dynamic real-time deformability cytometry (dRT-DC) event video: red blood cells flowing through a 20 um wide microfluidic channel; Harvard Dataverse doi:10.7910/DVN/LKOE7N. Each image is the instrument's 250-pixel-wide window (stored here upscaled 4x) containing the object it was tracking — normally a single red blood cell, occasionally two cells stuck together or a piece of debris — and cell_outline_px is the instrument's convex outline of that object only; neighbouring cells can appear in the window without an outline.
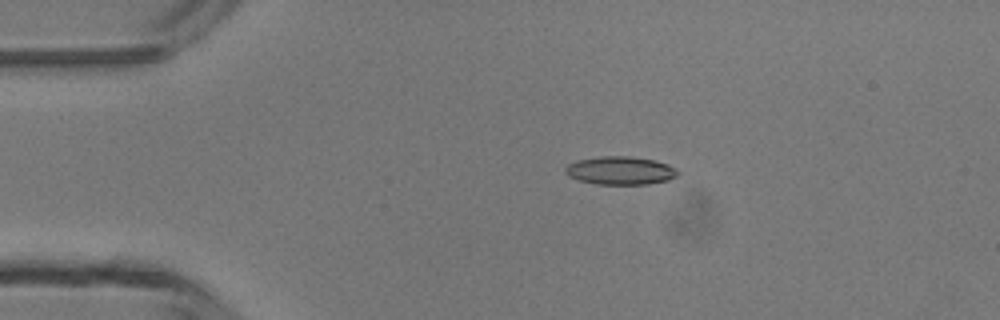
{"species": "common noctule bat (a hibernating species)", "species_latin": "Nyctalus noctula", "temperature_condition": "room temperature", "stored_images_in_passage": 5, "camera_frame_rate_fps": 3000, "um_per_image_px": 0.085, "animal": {"sex": "male", "body_mass_g": 13.3}, "frame": {"image": 1, "passage_image": 3, "time_ms": 2.333, "image_size_px": [1000, 320], "cell_outline_px": [[680, 172], [676, 176], [668, 180], [648, 184], [596, 184], [580, 180], [568, 176], [564, 172], [564, 168], [568, 164], [576, 160], [600, 156], [628, 156], [656, 160], [668, 164], [676, 168]], "centroid_in_image_um": [52.73, 14.49], "position_along_channel_um": 32.3, "area_um2": 18.61}}
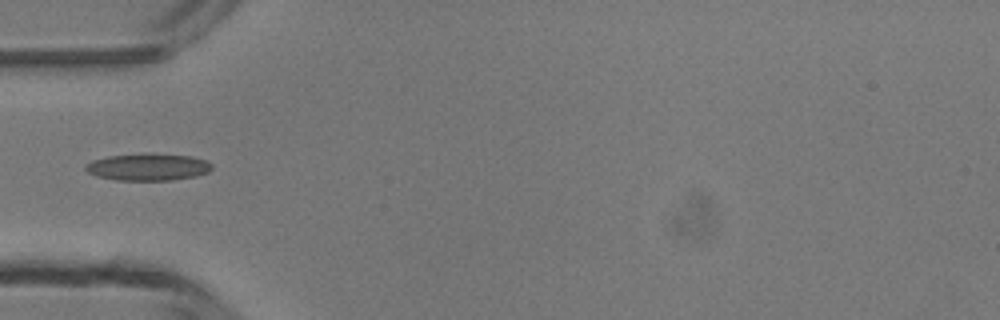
{"frame": {"image": 2, "passage_image": 4, "time_ms": 4.333, "image_size_px": [1000, 320], "cell_outline_px": [[212, 168], [208, 172], [196, 176], [172, 180], [116, 180], [96, 176], [88, 172], [84, 168], [92, 160], [108, 156], [144, 152], [192, 156], [204, 160], [212, 164]], "centroid_in_image_um": [12.58, 14.18], "position_along_channel_um": 72.4, "area_um2": 20.11}}
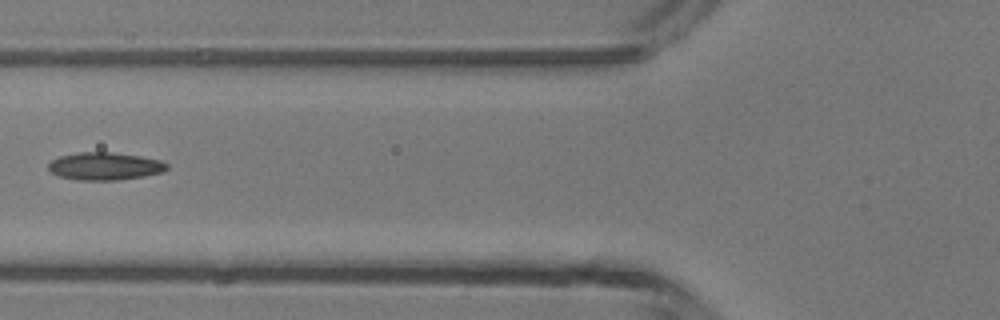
{"frame": {"image": 3, "passage_image": 5, "time_ms": 5.333, "image_size_px": [1000, 320], "cell_outline_px": [[168, 168], [164, 172], [144, 176], [120, 180], [80, 180], [60, 176], [52, 172], [48, 168], [48, 164], [52, 160], [60, 156], [76, 152], [112, 152], [140, 156], [160, 160], [168, 164]], "centroid_in_image_um": [8.94, 14.12], "position_along_channel_um": 116.9, "area_um2": 19.13}}